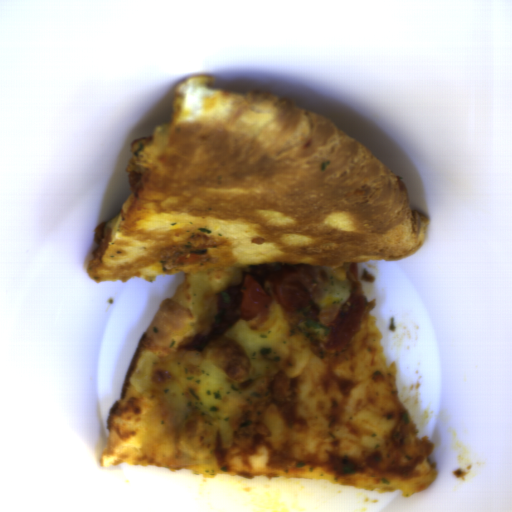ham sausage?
Returning <instances> with one entry per match:
<instances>
[{"instance_id": "0cea0756", "label": "ham sausage", "mask_w": 512, "mask_h": 512, "mask_svg": "<svg viewBox=\"0 0 512 512\" xmlns=\"http://www.w3.org/2000/svg\"><path fill=\"white\" fill-rule=\"evenodd\" d=\"M269 281L275 296L292 315L318 321L317 302L329 288L324 271L303 264H289L271 270Z\"/></svg>"}]
</instances>
